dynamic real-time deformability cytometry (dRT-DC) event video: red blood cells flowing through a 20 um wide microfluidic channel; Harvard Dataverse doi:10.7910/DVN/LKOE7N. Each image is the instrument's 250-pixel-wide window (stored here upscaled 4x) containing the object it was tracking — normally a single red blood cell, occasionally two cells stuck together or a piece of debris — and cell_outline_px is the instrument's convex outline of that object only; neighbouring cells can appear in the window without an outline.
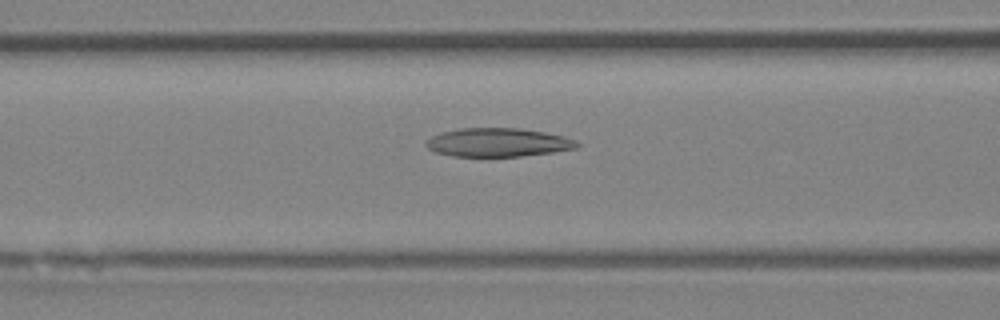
{"species": "Egyptian fruit bat (a non-hibernating species)", "species_latin": "Rousettus aegyptiacus", "temperature_condition": "room temperature", "stored_images_in_passage": 36, "camera_frame_rate_fps": 3000, "um_per_image_px": 0.085, "animal": {"sex": "female"}, "frame": {"image": 1, "passage_image": 12, "time_ms": 3.667, "image_size_px": [1000, 320], "cell_outline_px": [[580, 144], [576, 148], [552, 152], [520, 156], [452, 156], [436, 152], [428, 148], [424, 144], [424, 140], [432, 136], [444, 132], [460, 128], [520, 128], [544, 132], [564, 136], [576, 140]], "centroid_in_image_um": [42.31, 12.1], "position_along_channel_um": 124.3, "area_um2": 25.09}}
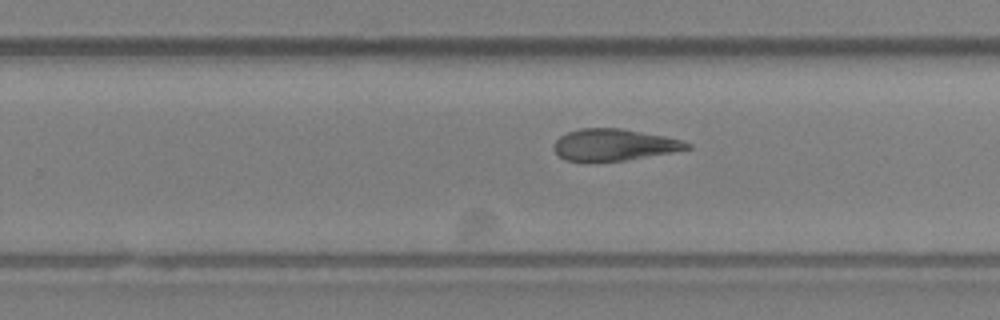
{"frame": {"image": 2, "passage_image": 23, "time_ms": 7.333, "image_size_px": [1000, 320], "cell_outline_px": [[692, 148], [672, 152], [628, 160], [584, 164], [564, 160], [552, 148], [556, 140], [560, 136], [568, 132], [580, 128], [620, 128], [664, 136], [680, 140], [692, 144]], "centroid_in_image_um": [52.13, 12.35], "position_along_channel_um": 277.7, "area_um2": 25.14}}
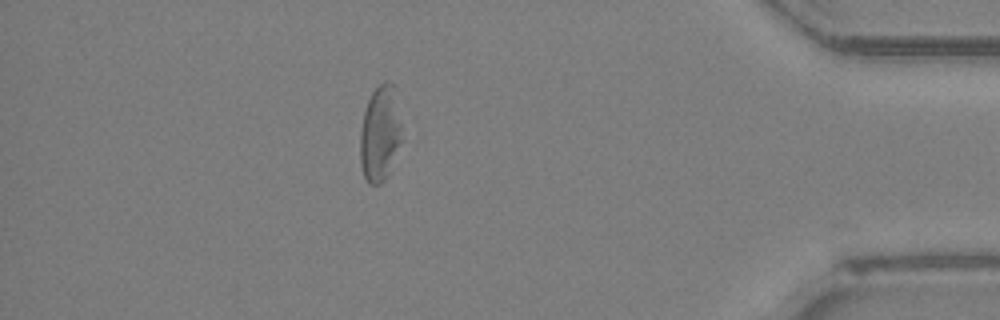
{"frame": {"image": 3, "passage_image": 35, "time_ms": 11.333, "image_size_px": [1000, 320], "cell_outline_px": [[404, 140], [388, 176], [380, 184], [368, 184], [364, 176], [360, 164], [360, 132], [364, 112], [368, 100], [372, 92], [384, 80], [388, 80], [396, 84], [400, 92]], "centroid_in_image_um": [32.4, 11.27], "position_along_channel_um": 402.8, "area_um2": 24.97}}